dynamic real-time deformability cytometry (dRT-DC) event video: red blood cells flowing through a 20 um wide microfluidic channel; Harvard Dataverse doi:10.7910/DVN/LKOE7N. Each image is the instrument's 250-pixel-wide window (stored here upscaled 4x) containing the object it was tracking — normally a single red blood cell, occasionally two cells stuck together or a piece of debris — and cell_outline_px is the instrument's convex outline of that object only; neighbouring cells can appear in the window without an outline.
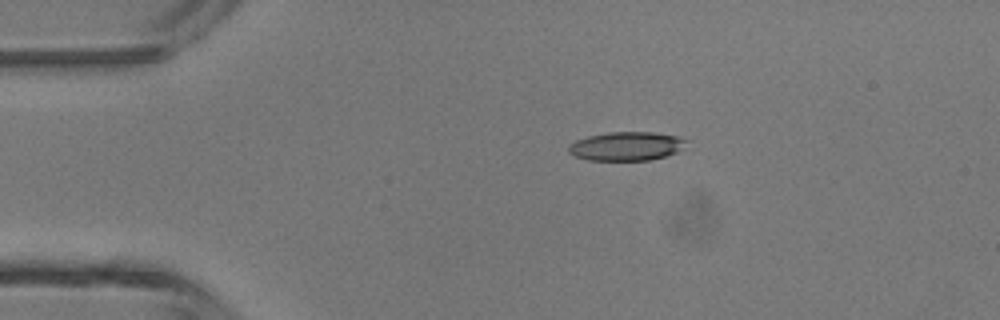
{"species": "common noctule bat (a hibernating species)", "species_latin": "Nyctalus noctula", "temperature_condition": "room temperature", "stored_images_in_passage": 4, "camera_frame_rate_fps": 3000, "um_per_image_px": 0.085, "animal": {"sex": "male", "body_mass_g": 13.3}, "frame": {"image": 1, "passage_image": 3, "time_ms": 0.667, "image_size_px": [1000, 320], "cell_outline_px": [[688, 140], [676, 152], [652, 160], [588, 160], [576, 156], [568, 152], [568, 144], [576, 140], [588, 136], [608, 132], [652, 132], [680, 136]], "centroid_in_image_um": [53.22, 12.42], "position_along_channel_um": 31.8, "area_um2": 19.71}}